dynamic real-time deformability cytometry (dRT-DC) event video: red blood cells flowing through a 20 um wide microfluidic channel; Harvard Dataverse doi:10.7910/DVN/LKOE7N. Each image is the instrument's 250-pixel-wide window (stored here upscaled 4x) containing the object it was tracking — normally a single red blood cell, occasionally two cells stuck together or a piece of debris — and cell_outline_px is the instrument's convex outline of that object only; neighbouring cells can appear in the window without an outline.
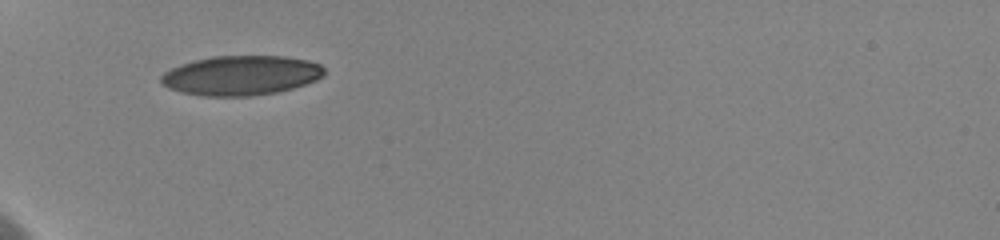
{"species": "human", "species_latin": "Homo sapiens", "temperature_condition": "cold", "stored_images_in_passage": 27, "camera_frame_rate_fps": 3000, "um_per_image_px": 0.085, "donor": {"sex": "female"}, "frame": {"image": 1, "passage_image": 1, "time_ms": 0.0, "image_size_px": [1000, 240], "cell_outline_px": [[324, 76], [316, 80], [292, 88], [276, 92], [252, 96], [200, 96], [180, 92], [168, 88], [160, 84], [160, 76], [164, 72], [172, 68], [192, 60], [212, 56], [284, 56], [308, 60], [320, 64], [324, 68]], "centroid_in_image_um": [20.46, 6.41], "position_along_channel_um": 64.5, "area_um2": 37.92}}
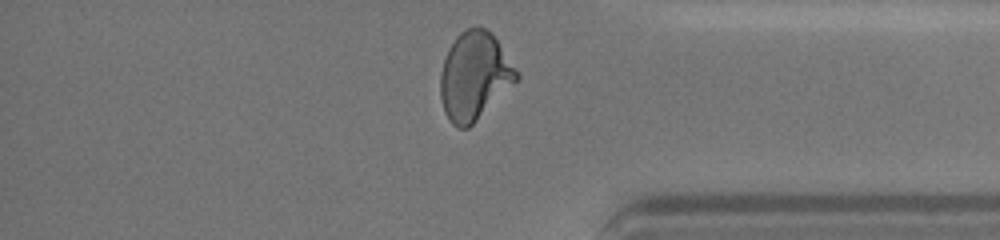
{"frame": {"image": 2, "passage_image": 27, "time_ms": 9.667, "image_size_px": [1000, 240], "cell_outline_px": [[520, 76], [468, 128], [456, 128], [448, 120], [444, 112], [440, 96], [440, 72], [448, 48], [456, 36], [460, 32], [468, 28], [484, 28], [492, 32]], "centroid_in_image_um": [40.27, 6.46], "position_along_channel_um": 394.9, "area_um2": 38.44}, "authors_computed_cell_mechanics": {"area_um2": 38.4948, "velocity_mm_per_s": 3.6227, "shape_relaxation_time_tau1_ms": 3.6821, "shape_relaxation_time_tau2_ms": 0.6872, "deformation_change_tau1": 0.1779, "deformation_change_tau2": 0.0509}}